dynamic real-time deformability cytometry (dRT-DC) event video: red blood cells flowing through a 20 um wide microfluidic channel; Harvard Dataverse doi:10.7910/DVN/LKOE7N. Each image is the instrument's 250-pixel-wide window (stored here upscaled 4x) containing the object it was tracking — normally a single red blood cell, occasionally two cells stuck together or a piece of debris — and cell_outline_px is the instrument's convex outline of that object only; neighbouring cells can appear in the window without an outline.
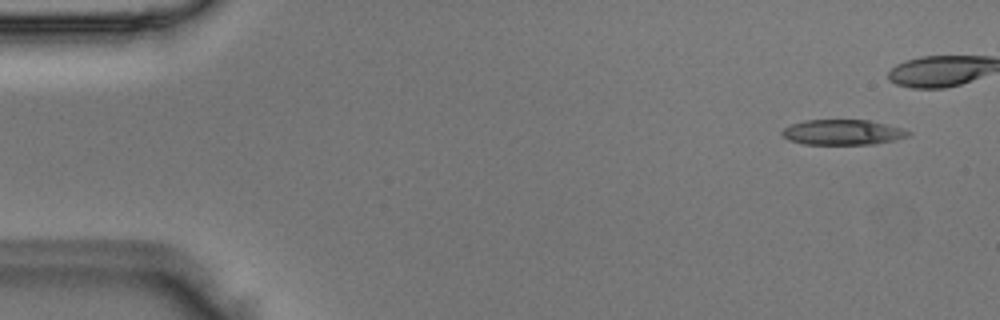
{"species": "Egyptian fruit bat (a non-hibernating species)", "species_latin": "Rousettus aegyptiacus", "temperature_condition": "room temperature", "stored_images_in_passage": 5, "segment_of_instrument_passage": [2, 2], "camera_frame_rate_fps": 3000, "um_per_image_px": 0.085, "animal": {"sex": "male"}, "frame": {"image": 1, "passage_image": 5, "time_ms": 1.333, "image_size_px": [1000, 320], "cell_outline_px": [[912, 132], [908, 136], [876, 144], [804, 144], [788, 140], [780, 132], [788, 124], [804, 120], [868, 120], [900, 128]], "centroid_in_image_um": [71.56, 11.24], "position_along_channel_um": 13.4, "area_um2": 18.5}}